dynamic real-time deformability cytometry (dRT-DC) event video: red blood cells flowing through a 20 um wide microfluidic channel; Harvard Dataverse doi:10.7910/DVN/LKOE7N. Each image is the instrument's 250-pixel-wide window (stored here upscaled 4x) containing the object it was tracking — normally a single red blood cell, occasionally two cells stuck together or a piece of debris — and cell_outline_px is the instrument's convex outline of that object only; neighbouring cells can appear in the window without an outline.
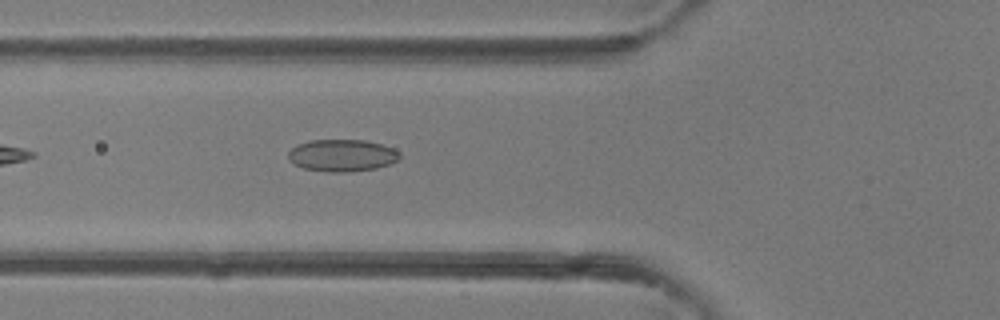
{"species": "common noctule bat (a hibernating species)", "species_latin": "Nyctalus noctula", "temperature_condition": "room temperature", "stored_images_in_passage": 5, "camera_frame_rate_fps": 3000, "um_per_image_px": 0.085, "animal": {"sex": "female"}, "frame": {"image": 1, "passage_image": 5, "time_ms": 4.333, "image_size_px": [1000, 320], "cell_outline_px": [[400, 160], [376, 168], [348, 172], [328, 172], [304, 168], [288, 160], [288, 152], [296, 144], [308, 140], [364, 140], [380, 144], [392, 148], [400, 152]], "centroid_in_image_um": [29.06, 13.2], "position_along_channel_um": 96.7, "area_um2": 20.87}}